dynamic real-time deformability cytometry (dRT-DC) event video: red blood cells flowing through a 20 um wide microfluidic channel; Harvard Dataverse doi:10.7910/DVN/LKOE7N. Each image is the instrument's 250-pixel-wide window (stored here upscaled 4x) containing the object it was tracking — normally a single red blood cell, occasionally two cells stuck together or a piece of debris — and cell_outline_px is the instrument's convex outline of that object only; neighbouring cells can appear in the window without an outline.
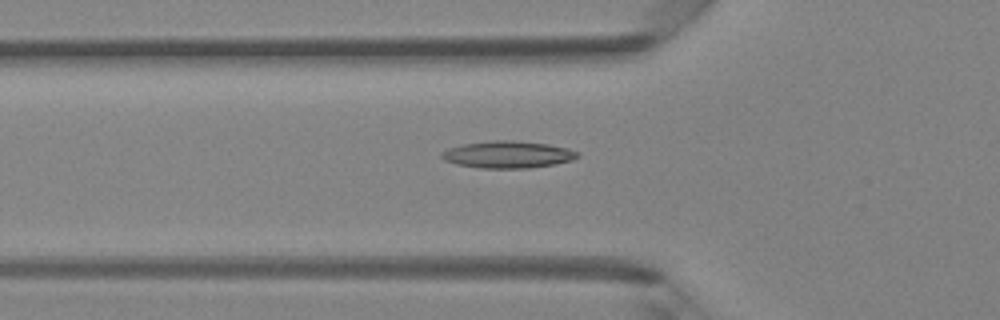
{"species": "Egyptian fruit bat (a non-hibernating species)", "species_latin": "Rousettus aegyptiacus", "temperature_condition": "room temperature", "stored_images_in_passage": 48, "camera_frame_rate_fps": 3000, "um_per_image_px": 0.085, "animal": {"sex": "female"}, "frame": {"image": 1, "passage_image": 17, "time_ms": 5.333, "image_size_px": [1000, 320], "cell_outline_px": [[580, 156], [572, 160], [552, 164], [528, 168], [480, 168], [456, 164], [444, 160], [440, 156], [440, 152], [448, 148], [464, 144], [496, 140], [512, 140], [548, 144], [580, 152]], "centroid_in_image_um": [43.13, 13.14], "position_along_channel_um": 82.7, "area_um2": 21.27}}
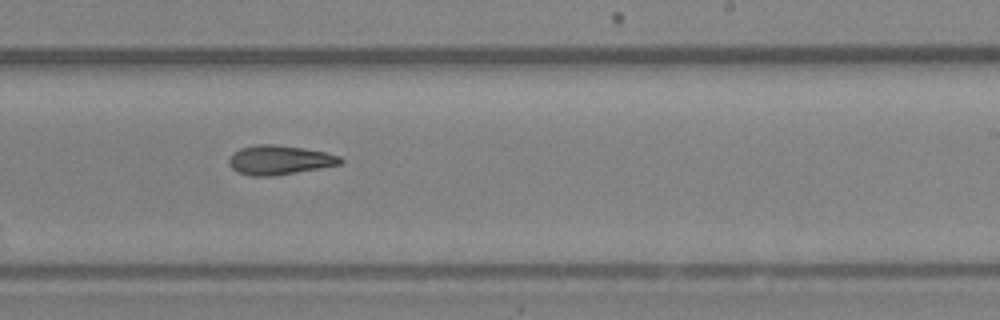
{"frame": {"image": 2, "passage_image": 30, "time_ms": 9.667, "image_size_px": [1000, 320], "cell_outline_px": [[344, 160], [340, 164], [320, 168], [276, 176], [252, 176], [236, 172], [228, 164], [228, 160], [232, 152], [240, 148], [256, 144], [276, 144], [304, 148], [324, 152], [340, 156]], "centroid_in_image_um": [23.71, 13.6], "position_along_channel_um": 265.3, "area_um2": 19.25}}
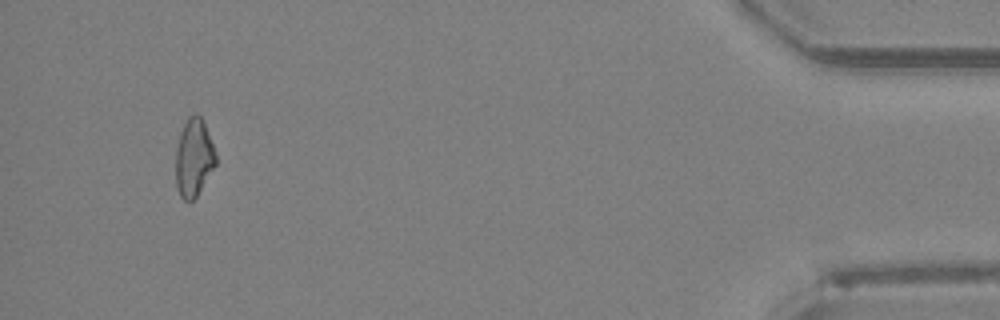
{"frame": {"image": 3, "passage_image": 46, "time_ms": 15.0, "image_size_px": [1000, 320], "cell_outline_px": [[216, 164], [196, 196], [188, 204], [180, 196], [176, 188], [176, 148], [180, 132], [188, 116], [196, 112], [200, 116], [204, 124], [216, 152]], "centroid_in_image_um": [16.46, 13.41], "position_along_channel_um": 418.7, "area_um2": 18.15}, "authors_computed_cell_mechanics": {"area_um2": 19.1318, "velocity_mm_per_s": 4.2251, "shape_relaxation_time_tau1_ms": 6.8891, "shape_relaxation_time_tau2_ms": 3.6851, "deformation_change_tau1": 0.179, "deformation_change_tau2": 0.1291}}